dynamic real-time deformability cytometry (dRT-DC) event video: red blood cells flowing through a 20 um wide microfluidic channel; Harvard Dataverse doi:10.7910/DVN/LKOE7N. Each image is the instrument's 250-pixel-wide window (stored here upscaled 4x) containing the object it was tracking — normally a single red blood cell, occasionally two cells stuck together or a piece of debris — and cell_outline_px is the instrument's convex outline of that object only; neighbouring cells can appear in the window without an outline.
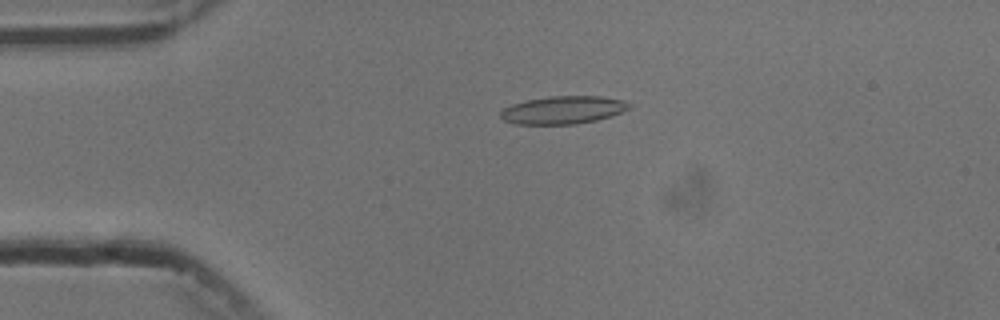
{"species": "common noctule bat (a hibernating species)", "species_latin": "Nyctalus noctula", "temperature_condition": "cold", "stored_images_in_passage": 44, "camera_frame_rate_fps": 3000, "um_per_image_px": 0.085, "animal": {"sex": "male", "body_mass_g": 13.3}, "frame": {"image": 1, "passage_image": 2, "time_ms": 0.333, "image_size_px": [1000, 320], "cell_outline_px": [[632, 108], [612, 116], [596, 120], [576, 124], [516, 124], [504, 120], [500, 116], [500, 112], [504, 108], [512, 104], [528, 100], [548, 96], [600, 96], [624, 100], [632, 104]], "centroid_in_image_um": [47.91, 9.34], "position_along_channel_um": 37.1, "area_um2": 20.98}}
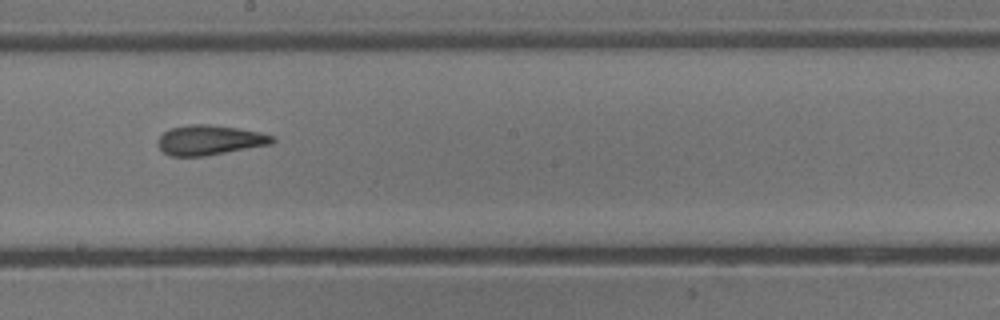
{"frame": {"image": 2, "passage_image": 20, "time_ms": 6.333, "image_size_px": [1000, 320], "cell_outline_px": [[276, 140], [272, 144], [204, 156], [168, 156], [156, 144], [156, 140], [164, 132], [172, 128], [192, 124], [208, 124], [236, 128], [260, 132], [276, 136]], "centroid_in_image_um": [17.82, 11.91], "position_along_channel_um": 230.4, "area_um2": 19.94}}
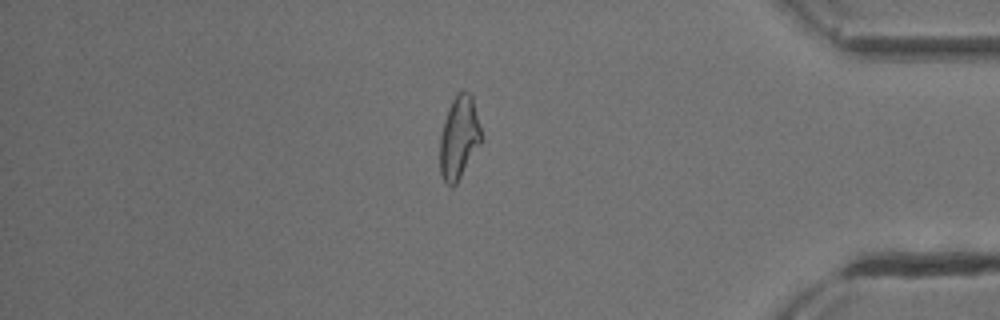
{"frame": {"image": 3, "passage_image": 36, "time_ms": 11.667, "image_size_px": [1000, 320], "cell_outline_px": [[480, 144], [456, 184], [452, 188], [444, 180], [440, 172], [440, 136], [444, 120], [452, 100], [456, 92], [468, 92], [472, 96], [480, 128]], "centroid_in_image_um": [38.99, 11.7], "position_along_channel_um": 396.2, "area_um2": 19.54}, "authors_computed_cell_mechanics": {"area_um2": 20.0277, "velocity_mm_per_s": 3.7438, "shape_relaxation_time_tau1_ms": 6.0212, "shape_relaxation_time_tau2_ms": 1.7909, "deformation_change_tau1": 0.1859, "deformation_change_tau2": 0.1072}}